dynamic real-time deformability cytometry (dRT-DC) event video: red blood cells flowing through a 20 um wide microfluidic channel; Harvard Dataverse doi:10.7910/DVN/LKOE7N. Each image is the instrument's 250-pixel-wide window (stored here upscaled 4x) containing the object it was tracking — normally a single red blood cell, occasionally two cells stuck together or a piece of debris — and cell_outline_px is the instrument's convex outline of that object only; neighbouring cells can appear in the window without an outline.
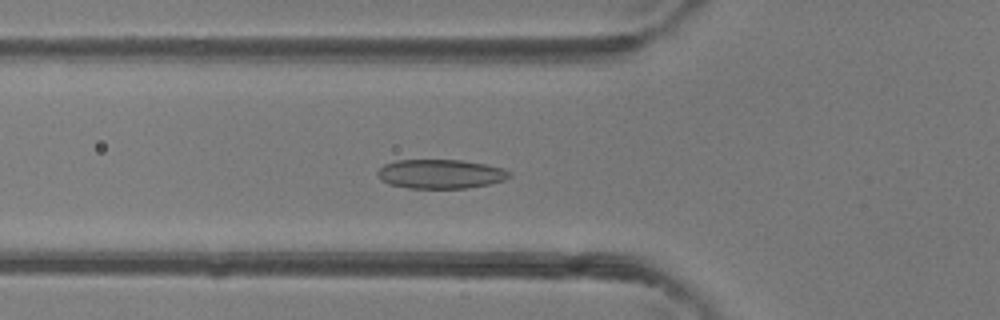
{"species": "common noctule bat (a hibernating species)", "species_latin": "Nyctalus noctula", "temperature_condition": "room temperature", "stored_images_in_passage": 47, "camera_frame_rate_fps": 3000, "um_per_image_px": 0.085, "animal": {"sex": "female"}, "frame": {"image": 1, "passage_image": 17, "time_ms": 5.333, "image_size_px": [1000, 320], "cell_outline_px": [[512, 176], [504, 180], [488, 184], [468, 188], [408, 188], [388, 184], [380, 180], [376, 176], [376, 172], [384, 164], [396, 160], [460, 160], [484, 164], [504, 168], [512, 172]], "centroid_in_image_um": [37.43, 14.79], "position_along_channel_um": 88.4, "area_um2": 22.6}}
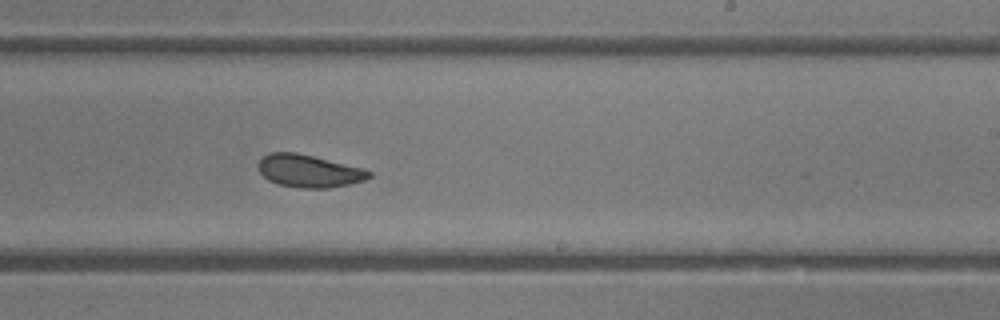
{"frame": {"image": 2, "passage_image": 29, "time_ms": 9.333, "image_size_px": [1000, 320], "cell_outline_px": [[372, 176], [364, 180], [348, 184], [328, 188], [300, 188], [276, 184], [268, 180], [260, 172], [256, 164], [268, 152], [296, 152], [364, 168], [372, 172]], "centroid_in_image_um": [26.24, 14.53], "position_along_channel_um": 262.8, "area_um2": 21.15}}
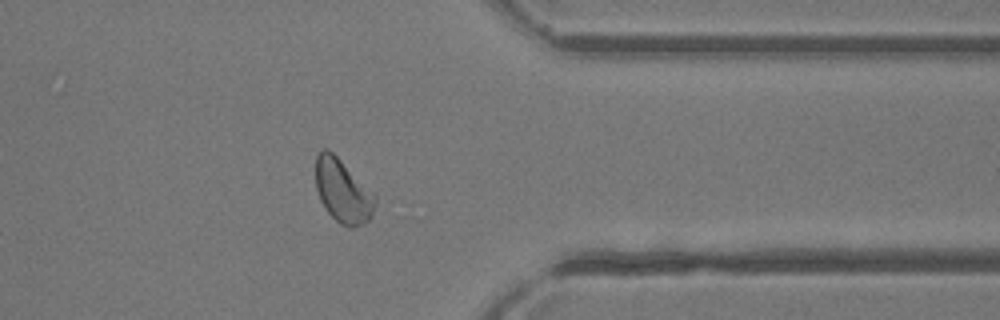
{"frame": {"image": 3, "passage_image": 38, "time_ms": 12.333, "image_size_px": [1000, 320], "cell_outline_px": [[376, 200], [372, 216], [368, 220], [352, 228], [348, 228], [340, 224], [324, 208], [320, 200], [316, 188], [316, 156], [324, 148], [328, 148], [376, 196]], "centroid_in_image_um": [29.12, 16.26], "position_along_channel_um": 382.3, "area_um2": 21.62}, "authors_computed_cell_mechanics": {"area_um2": 22.3686, "velocity_mm_per_s": 4.3579, "shape_relaxation_time_tau1_ms": 3.4579, "shape_relaxation_time_tau2_ms": 1.6412, "deformation_change_tau1": 0.1092, "deformation_change_tau2": 0.0641}}